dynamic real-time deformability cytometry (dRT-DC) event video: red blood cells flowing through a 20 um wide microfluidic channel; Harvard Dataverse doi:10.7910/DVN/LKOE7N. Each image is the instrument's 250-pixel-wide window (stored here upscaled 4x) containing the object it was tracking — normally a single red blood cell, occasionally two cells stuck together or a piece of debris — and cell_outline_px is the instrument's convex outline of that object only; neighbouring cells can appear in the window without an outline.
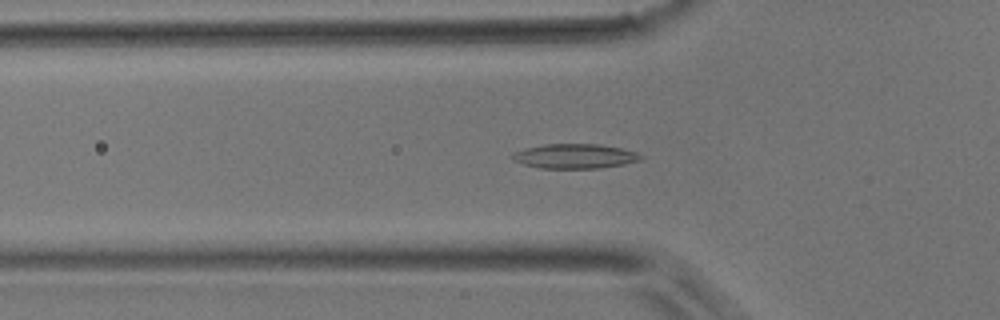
{"species": "common noctule bat (a hibernating species)", "species_latin": "Nyctalus noctula", "temperature_condition": "room temperature", "stored_images_in_passage": 34, "camera_frame_rate_fps": 3000, "um_per_image_px": 0.085, "animal": {"sex": "male", "body_mass_g": 17.9}, "frame": {"image": 1, "passage_image": 2, "time_ms": 0.333, "image_size_px": [1000, 320], "cell_outline_px": [[644, 160], [624, 164], [600, 168], [540, 168], [524, 164], [508, 156], [512, 152], [524, 148], [544, 144], [600, 144], [620, 148], [636, 152], [644, 156]], "centroid_in_image_um": [48.87, 13.27], "position_along_channel_um": 76.9, "area_um2": 18.55}}
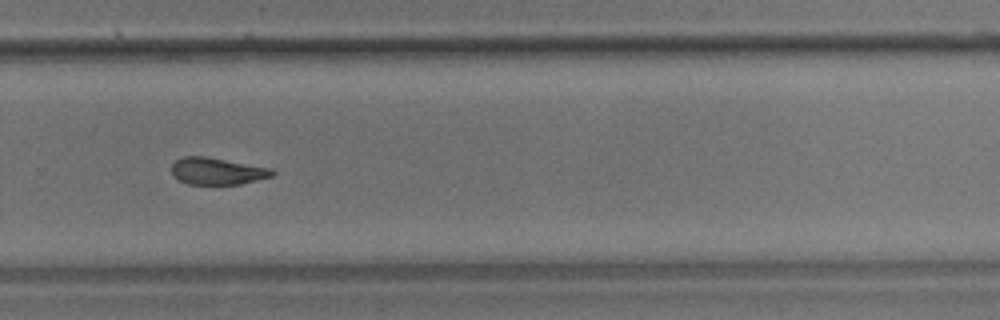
{"frame": {"image": 2, "passage_image": 19, "time_ms": 6.0, "image_size_px": [1000, 320], "cell_outline_px": [[276, 172], [272, 176], [240, 184], [188, 184], [172, 176], [172, 164], [176, 160], [184, 156], [204, 156], [272, 168]], "centroid_in_image_um": [18.45, 14.54], "position_along_channel_um": 311.3, "area_um2": 15.72}}
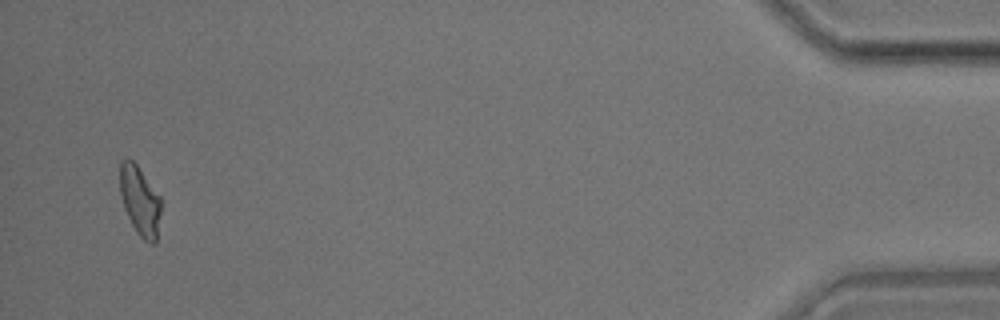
{"frame": {"image": 3, "passage_image": 33, "time_ms": 10.667, "image_size_px": [1000, 320], "cell_outline_px": [[160, 212], [156, 244], [152, 244], [144, 240], [136, 232], [124, 208], [120, 196], [120, 160], [132, 160], [136, 164], [160, 196]], "centroid_in_image_um": [11.89, 17.09], "position_along_channel_um": 423.3, "area_um2": 16.42}}